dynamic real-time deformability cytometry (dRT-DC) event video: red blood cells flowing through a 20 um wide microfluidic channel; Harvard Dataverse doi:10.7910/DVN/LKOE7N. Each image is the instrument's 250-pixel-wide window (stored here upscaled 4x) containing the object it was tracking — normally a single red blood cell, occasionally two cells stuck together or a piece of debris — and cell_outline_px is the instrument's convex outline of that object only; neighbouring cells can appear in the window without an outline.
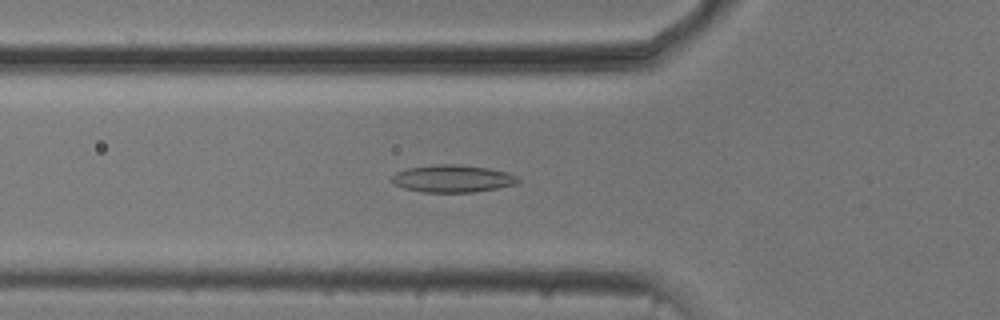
{"species": "common noctule bat (a hibernating species)", "species_latin": "Nyctalus noctula", "temperature_condition": "cold", "stored_images_in_passage": 53, "camera_frame_rate_fps": 3000, "um_per_image_px": 0.085, "animal": {"sex": "male", "body_mass_g": 20.5, "forearm_length_mm": 52.5}, "frame": {"image": 1, "passage_image": 18, "time_ms": 5.667, "image_size_px": [1000, 320], "cell_outline_px": [[520, 180], [516, 184], [476, 192], [424, 192], [404, 188], [396, 184], [392, 180], [392, 176], [396, 172], [408, 168], [436, 164], [456, 164], [488, 168], [508, 172], [516, 176]], "centroid_in_image_um": [38.49, 15.18], "position_along_channel_um": 87.3, "area_um2": 20.0}}
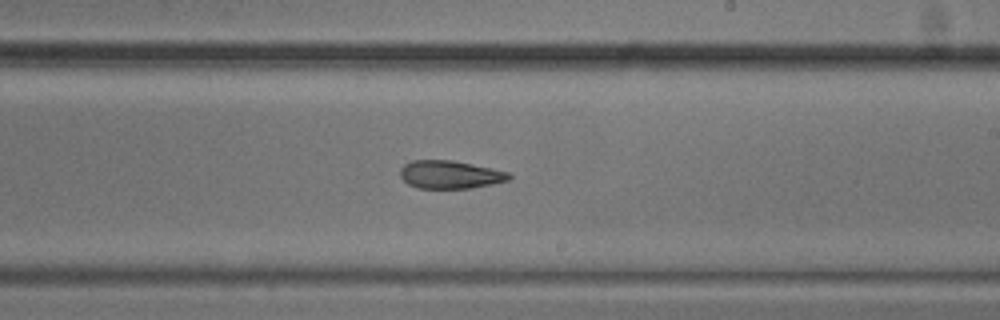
{"frame": {"image": 2, "passage_image": 31, "time_ms": 10.0, "image_size_px": [1000, 320], "cell_outline_px": [[512, 176], [508, 180], [492, 184], [472, 188], [420, 188], [408, 184], [400, 176], [400, 168], [404, 164], [412, 160], [452, 160], [492, 168], [508, 172]], "centroid_in_image_um": [38.24, 14.83], "position_along_channel_um": 250.8, "area_um2": 17.74}}
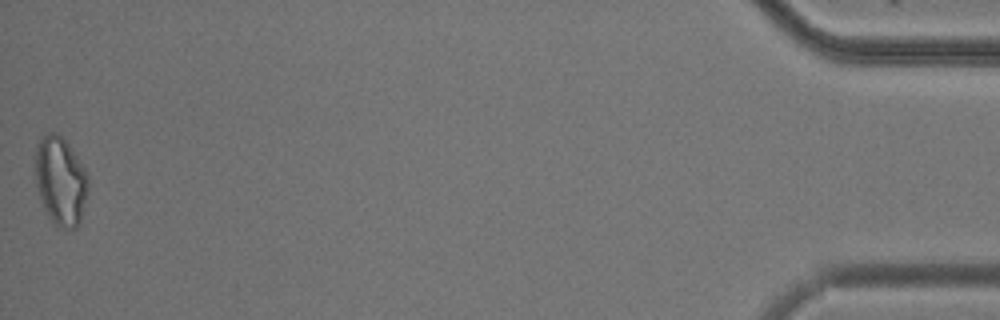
{"frame": {"image": 3, "passage_image": 53, "time_ms": 17.333, "image_size_px": [1000, 320], "cell_outline_px": [[88, 192], [80, 224], [76, 228], [60, 228], [48, 216], [40, 200], [36, 184], [36, 148], [40, 136], [48, 132], [56, 132], [68, 144], [84, 168], [88, 176]], "centroid_in_image_um": [5.15, 15.39], "position_along_channel_um": 430.0, "area_um2": 27.28}, "authors_computed_cell_mechanics": {"area_um2": 20.1144, "velocity_mm_per_s": 3.7517, "shape_relaxation_time_tau1_ms": null, "shape_relaxation_time_tau2_ms": 7.0523, "deformation_change_tau1": null, "deformation_change_tau2": 0.1541}}